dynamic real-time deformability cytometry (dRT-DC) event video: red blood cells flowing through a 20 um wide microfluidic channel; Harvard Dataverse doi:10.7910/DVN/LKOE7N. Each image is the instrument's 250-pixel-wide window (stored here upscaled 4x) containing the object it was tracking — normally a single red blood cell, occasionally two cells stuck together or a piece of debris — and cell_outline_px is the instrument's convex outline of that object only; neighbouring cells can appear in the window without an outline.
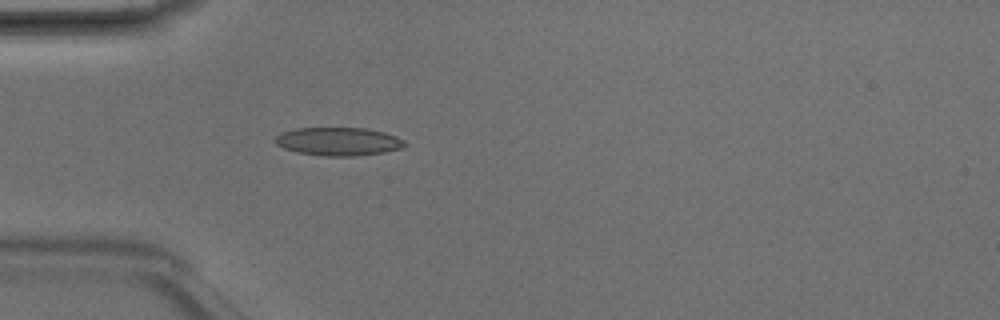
{"species": "Egyptian fruit bat (a non-hibernating species)", "species_latin": "Rousettus aegyptiacus", "temperature_condition": "room temperature", "stored_images_in_passage": 4, "camera_frame_rate_fps": 3000, "um_per_image_px": 0.085, "animal": {"sex": "male"}, "frame": {"image": 1, "passage_image": 4, "time_ms": 1.0, "image_size_px": [1000, 320], "cell_outline_px": [[408, 144], [400, 148], [384, 152], [356, 156], [324, 156], [296, 152], [284, 148], [276, 144], [272, 140], [280, 132], [296, 128], [368, 128], [384, 132], [396, 136], [404, 140]], "centroid_in_image_um": [28.74, 12.02], "position_along_channel_um": 56.3, "area_um2": 21.5}}